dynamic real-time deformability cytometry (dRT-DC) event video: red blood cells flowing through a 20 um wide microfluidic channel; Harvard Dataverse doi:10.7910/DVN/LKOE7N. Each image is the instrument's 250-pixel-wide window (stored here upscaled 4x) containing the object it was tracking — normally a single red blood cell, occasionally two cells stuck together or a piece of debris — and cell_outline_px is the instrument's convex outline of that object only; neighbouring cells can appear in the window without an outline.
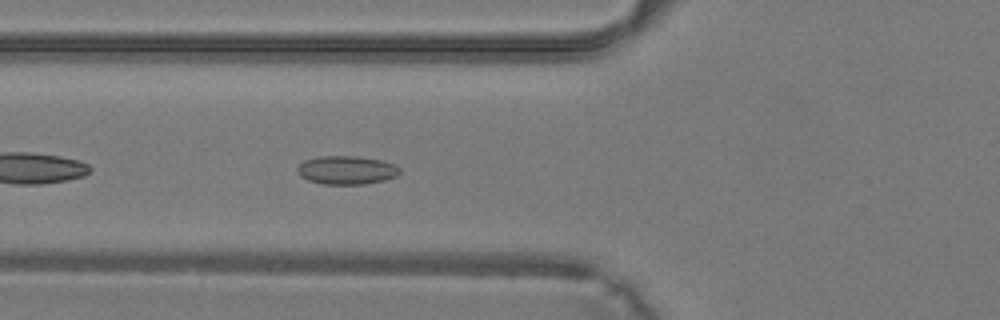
{"species": "common noctule bat (a hibernating species)", "species_latin": "Nyctalus noctula", "temperature_condition": "warm", "stored_images_in_passage": 28, "camera_frame_rate_fps": 3000, "um_per_image_px": 0.085, "animal": {"sex": "male", "body_mass_g": 19.2, "forearm_length_mm": 51.8}, "frame": {"image": 1, "passage_image": 3, "time_ms": 0.667, "image_size_px": [1000, 320], "cell_outline_px": [[400, 172], [396, 176], [384, 180], [364, 184], [324, 184], [308, 180], [300, 176], [296, 168], [304, 160], [320, 156], [360, 156], [384, 160], [400, 168]], "centroid_in_image_um": [29.46, 14.45], "position_along_channel_um": 96.3, "area_um2": 17.05}}
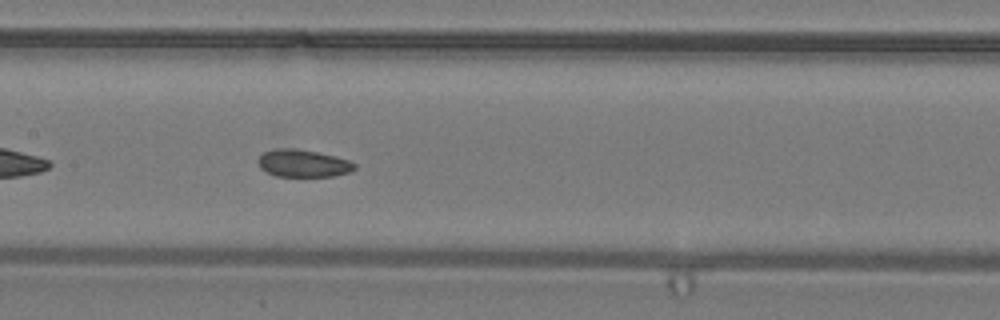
{"frame": {"image": 2, "passage_image": 8, "time_ms": 2.333, "image_size_px": [1000, 320], "cell_outline_px": [[356, 168], [348, 172], [332, 176], [276, 176], [260, 168], [260, 156], [264, 152], [276, 148], [292, 148], [316, 152], [336, 156], [348, 160], [356, 164]], "centroid_in_image_um": [25.78, 13.88], "position_along_channel_um": 181.6, "area_um2": 15.14}}
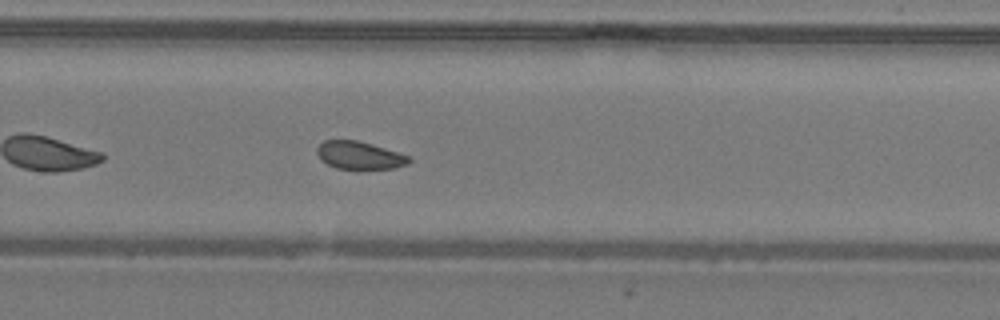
{"frame": {"image": 3, "passage_image": 15, "time_ms": 4.667, "image_size_px": [1000, 320], "cell_outline_px": [[412, 160], [408, 164], [396, 168], [360, 172], [356, 172], [336, 168], [320, 160], [316, 152], [316, 148], [324, 140], [356, 140], [372, 144], [408, 156]], "centroid_in_image_um": [30.54, 13.27], "position_along_channel_um": 299.3, "area_um2": 15.61}}